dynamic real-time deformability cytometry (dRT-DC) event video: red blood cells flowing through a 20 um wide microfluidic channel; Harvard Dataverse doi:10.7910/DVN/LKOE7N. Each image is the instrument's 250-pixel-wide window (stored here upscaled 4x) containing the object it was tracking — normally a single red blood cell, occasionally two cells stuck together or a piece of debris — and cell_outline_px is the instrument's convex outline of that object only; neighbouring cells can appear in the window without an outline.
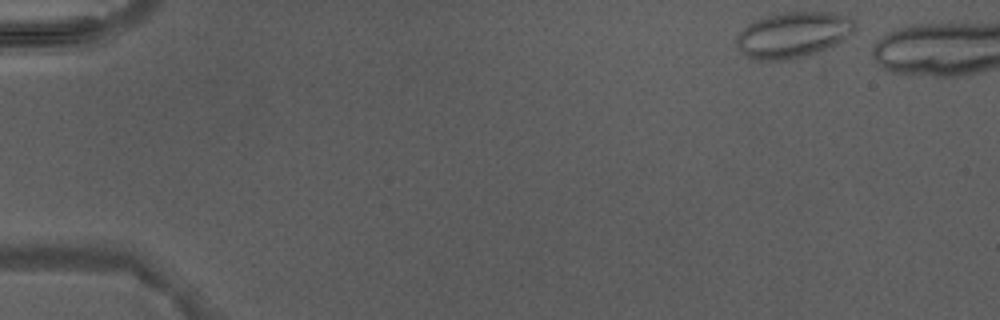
{"species": "Egyptian fruit bat (a non-hibernating species)", "species_latin": "Rousettus aegyptiacus", "temperature_condition": "warm", "stored_images_in_passage": 7, "camera_frame_rate_fps": 3000, "um_per_image_px": 0.085, "animal": {"sex": "male"}, "frame": {"image": 1, "passage_image": 1, "time_ms": 0.0, "image_size_px": [1000, 320], "cell_outline_px": [[856, 32], [844, 40], [816, 52], [804, 56], [784, 60], [752, 60], [740, 52], [736, 48], [736, 36], [748, 24], [756, 20], [776, 12], [832, 12], [852, 16], [856, 20]], "centroid_in_image_um": [67.44, 2.94], "position_along_channel_um": 17.6, "area_um2": 32.08}}